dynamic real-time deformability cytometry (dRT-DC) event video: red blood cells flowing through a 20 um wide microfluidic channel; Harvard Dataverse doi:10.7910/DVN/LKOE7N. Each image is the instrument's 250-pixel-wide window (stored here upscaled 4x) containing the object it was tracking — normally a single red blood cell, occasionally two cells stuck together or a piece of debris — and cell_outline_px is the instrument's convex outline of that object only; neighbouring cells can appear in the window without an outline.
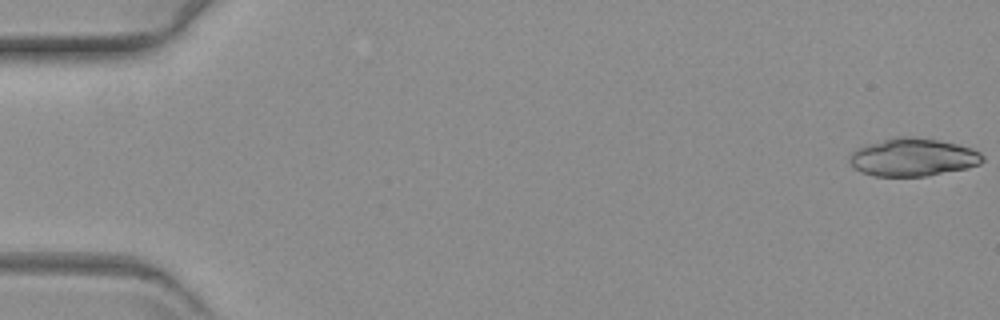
{"species": "common noctule bat (a hibernating species)", "species_latin": "Nyctalus noctula", "temperature_condition": "warm", "stored_images_in_passage": 58, "camera_frame_rate_fps": 3000, "um_per_image_px": 0.085, "animal": {"sex": "female", "body_mass_g": 19.3, "forearm_length_mm": 54.1}, "frame": {"image": 1, "passage_image": 1, "time_ms": 0.0, "image_size_px": [1000, 320], "cell_outline_px": [[984, 160], [980, 164], [968, 168], [924, 176], [876, 176], [860, 172], [848, 160], [852, 152], [856, 148], [892, 136], [912, 136], [940, 140], [972, 148], [980, 152], [984, 156]], "centroid_in_image_um": [77.61, 13.35], "position_along_channel_um": 7.4, "area_um2": 29.54}}
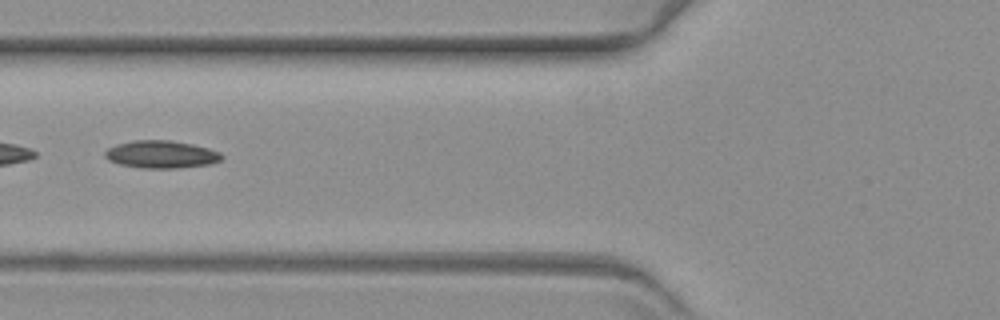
{"frame": {"image": 2, "passage_image": 24, "time_ms": 7.667, "image_size_px": [1000, 320], "cell_outline_px": [[224, 156], [220, 160], [208, 164], [176, 168], [140, 168], [120, 164], [108, 160], [104, 156], [104, 152], [108, 148], [116, 144], [132, 140], [172, 140], [192, 144], [208, 148], [220, 152]], "centroid_in_image_um": [13.67, 13.11], "position_along_channel_um": 112.1, "area_um2": 18.79}}
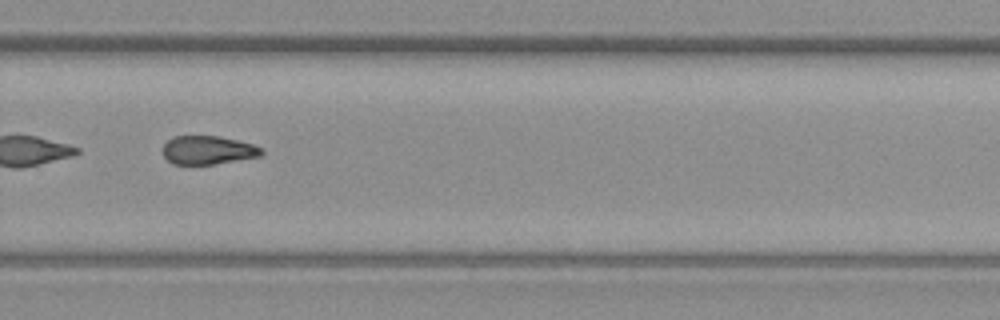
{"frame": {"image": 3, "passage_image": 41, "time_ms": 13.333, "image_size_px": [1000, 320], "cell_outline_px": [[264, 152], [260, 156], [212, 164], [172, 164], [164, 156], [164, 144], [168, 140], [176, 136], [220, 136], [252, 144], [264, 148]], "centroid_in_image_um": [17.69, 12.75], "position_along_channel_um": 312.1, "area_um2": 16.24}}